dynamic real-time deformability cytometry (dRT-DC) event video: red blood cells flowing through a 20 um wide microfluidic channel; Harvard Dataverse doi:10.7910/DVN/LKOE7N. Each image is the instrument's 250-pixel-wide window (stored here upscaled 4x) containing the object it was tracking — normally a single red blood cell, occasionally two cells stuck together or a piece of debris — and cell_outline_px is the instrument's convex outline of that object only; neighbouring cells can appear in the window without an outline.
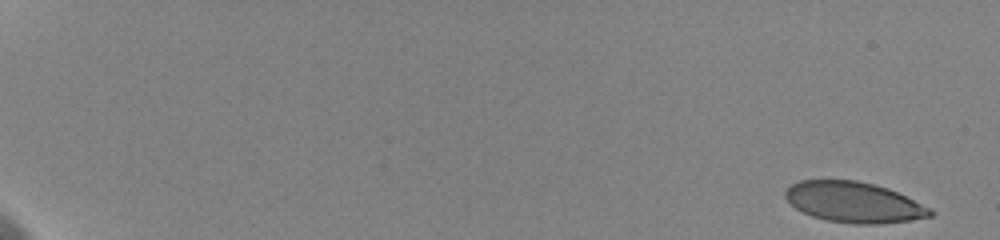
{"species": "human", "species_latin": "Homo sapiens", "temperature_condition": "cold", "stored_images_in_passage": 43, "camera_frame_rate_fps": 3000, "um_per_image_px": 0.085, "donor": {"sex": "female"}, "frame": {"image": 1, "passage_image": 1, "time_ms": 0.0, "image_size_px": [1000, 240], "cell_outline_px": [[936, 212], [932, 216], [908, 220], [880, 224], [856, 224], [824, 220], [812, 216], [796, 208], [784, 196], [784, 192], [792, 184], [800, 180], [856, 180], [888, 188], [932, 208]], "centroid_in_image_um": [72.6, 17.19], "position_along_channel_um": 12.4, "area_um2": 34.22}}
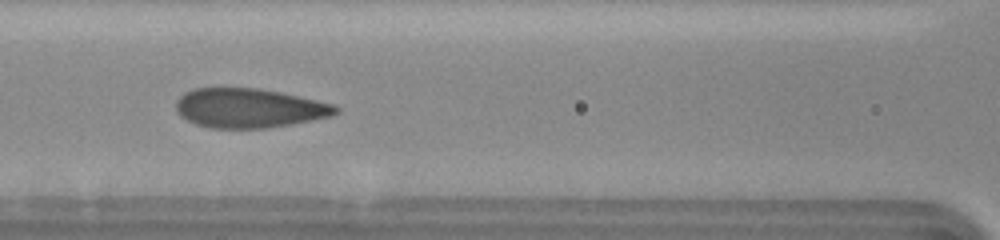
{"frame": {"image": 2, "passage_image": 16, "time_ms": 9.333, "image_size_px": [1000, 240], "cell_outline_px": [[340, 112], [332, 116], [292, 124], [268, 128], [208, 128], [196, 124], [180, 116], [176, 112], [176, 100], [184, 92], [196, 88], [256, 88], [280, 92], [336, 104], [340, 108]], "centroid_in_image_um": [21.19, 9.19], "position_along_channel_um": 145.4, "area_um2": 36.88}}
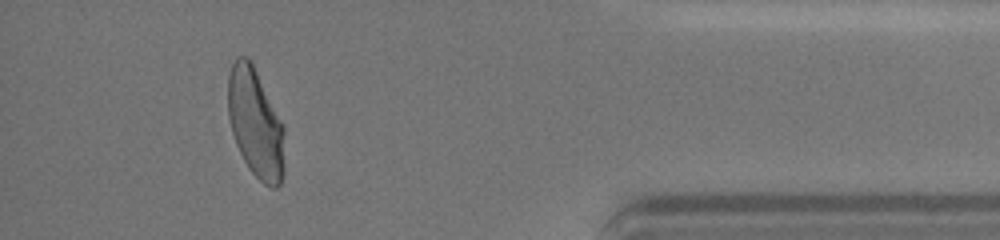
{"frame": {"image": 3, "passage_image": 39, "time_ms": 17.667, "image_size_px": [1000, 240], "cell_outline_px": [[284, 172], [280, 184], [276, 188], [272, 188], [264, 184], [248, 168], [236, 144], [232, 132], [228, 116], [228, 76], [232, 64], [236, 56], [248, 56], [252, 60], [284, 124]], "centroid_in_image_um": [21.73, 10.43], "position_along_channel_um": 413.5, "area_um2": 36.59}, "authors_computed_cell_mechanics": {"area_um2": 36.5874, "velocity_mm_per_s": 3.5805, "shape_relaxation_time_tau1_ms": 5.3563, "shape_relaxation_time_tau2_ms": null, "deformation_change_tau1": 0.1582, "deformation_change_tau2": null}}